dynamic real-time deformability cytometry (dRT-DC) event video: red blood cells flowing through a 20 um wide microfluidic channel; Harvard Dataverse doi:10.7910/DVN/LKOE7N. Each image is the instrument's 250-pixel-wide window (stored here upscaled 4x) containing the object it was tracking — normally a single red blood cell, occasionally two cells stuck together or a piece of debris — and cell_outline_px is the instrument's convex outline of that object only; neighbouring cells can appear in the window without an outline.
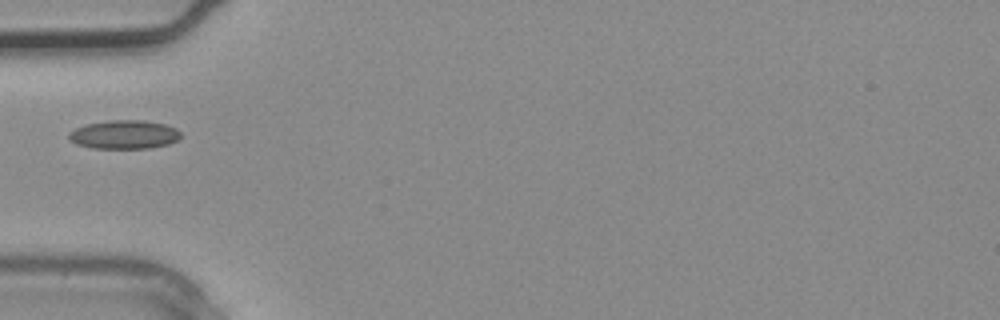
{"species": "common noctule bat (a hibernating species)", "species_latin": "Nyctalus noctula", "temperature_condition": "warm", "stored_images_in_passage": 3, "camera_frame_rate_fps": 3000, "um_per_image_px": 0.085, "animal": {"sex": "male", "body_mass_g": 20.4}, "frame": {"image": 1, "passage_image": 3, "time_ms": 0.667, "image_size_px": [1000, 320], "cell_outline_px": [[180, 136], [176, 140], [168, 144], [148, 148], [92, 148], [76, 144], [68, 140], [68, 132], [76, 128], [88, 124], [108, 120], [144, 120], [164, 124], [176, 128], [180, 132]], "centroid_in_image_um": [10.52, 11.43], "position_along_channel_um": 74.5, "area_um2": 18.67}}